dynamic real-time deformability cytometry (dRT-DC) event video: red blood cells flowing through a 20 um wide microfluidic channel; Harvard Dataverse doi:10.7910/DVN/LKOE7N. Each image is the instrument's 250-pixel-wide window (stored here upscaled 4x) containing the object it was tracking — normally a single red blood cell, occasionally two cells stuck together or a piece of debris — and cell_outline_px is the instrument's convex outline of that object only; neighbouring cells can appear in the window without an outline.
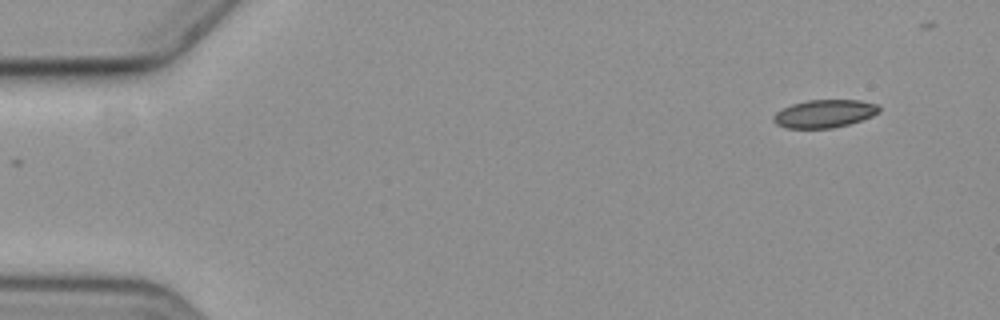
{"species": "common noctule bat (a hibernating species)", "species_latin": "Nyctalus noctula", "temperature_condition": "cold", "stored_images_in_passage": 2, "camera_frame_rate_fps": 3000, "um_per_image_px": 0.085, "animal": {"sex": "female", "body_mass_g": 19.3, "forearm_length_mm": 54.1}, "frame": {"image": 1, "passage_image": 2, "time_ms": 1.0, "image_size_px": [1000, 320], "cell_outline_px": [[880, 112], [872, 116], [848, 124], [832, 128], [788, 128], [776, 124], [772, 120], [772, 116], [776, 112], [792, 104], [808, 100], [860, 100], [880, 104]], "centroid_in_image_um": [70.1, 9.65], "position_along_channel_um": 14.9, "area_um2": 17.22}}